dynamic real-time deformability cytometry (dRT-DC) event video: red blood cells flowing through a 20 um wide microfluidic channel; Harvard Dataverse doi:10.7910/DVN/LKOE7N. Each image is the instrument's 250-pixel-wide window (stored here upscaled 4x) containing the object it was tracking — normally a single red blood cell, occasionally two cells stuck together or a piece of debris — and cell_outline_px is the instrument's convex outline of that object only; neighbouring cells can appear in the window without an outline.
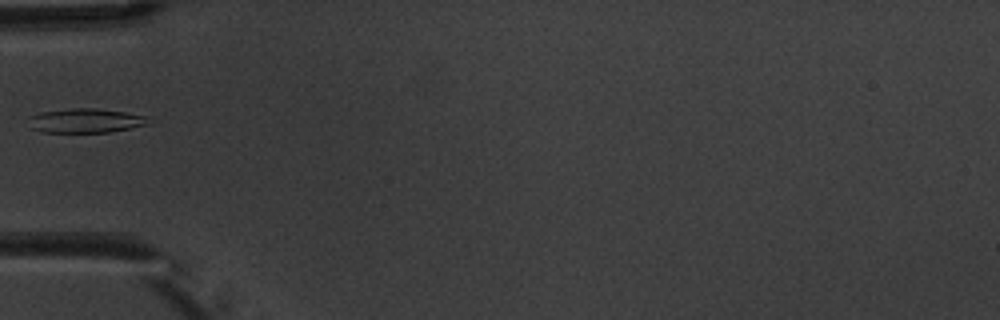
{"species": "common noctule bat (a hibernating species)", "species_latin": "Nyctalus noctula", "temperature_condition": "warm", "stored_images_in_passage": 6, "camera_frame_rate_fps": 3000, "um_per_image_px": 0.085, "animal": {"sex": "male", "body_mass_g": 20.1, "forearm_length_mm": 53.5}, "frame": {"image": 1, "passage_image": 6, "time_ms": 5.667, "image_size_px": [1000, 320], "cell_outline_px": [[152, 124], [112, 132], [40, 132], [28, 128], [28, 116], [40, 112], [72, 108], [96, 108], [124, 112], [148, 116]], "centroid_in_image_um": [7.27, 10.26], "position_along_channel_um": 77.7, "area_um2": 17.4}}